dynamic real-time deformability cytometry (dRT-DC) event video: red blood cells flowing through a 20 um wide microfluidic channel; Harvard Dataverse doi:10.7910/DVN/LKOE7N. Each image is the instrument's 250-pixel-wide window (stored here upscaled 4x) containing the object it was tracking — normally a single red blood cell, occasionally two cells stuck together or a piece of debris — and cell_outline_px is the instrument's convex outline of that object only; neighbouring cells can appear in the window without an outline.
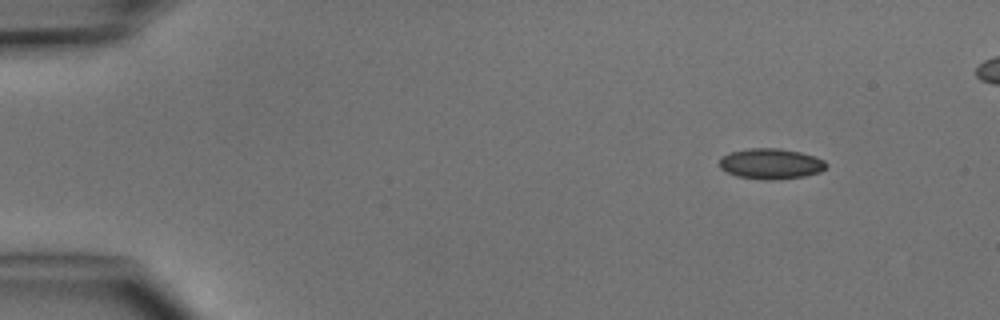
{"species": "common noctule bat (a hibernating species)", "species_latin": "Nyctalus noctula", "temperature_condition": "cold", "stored_images_in_passage": 7, "camera_frame_rate_fps": 3000, "um_per_image_px": 0.085, "animal": {"sex": "male", "body_mass_g": 15.6}, "frame": {"image": 1, "passage_image": 1, "time_ms": 0.0, "image_size_px": [1000, 320], "cell_outline_px": [[828, 164], [820, 172], [804, 176], [772, 180], [768, 180], [736, 176], [720, 168], [720, 156], [732, 152], [748, 148], [780, 148], [800, 152], [824, 160]], "centroid_in_image_um": [65.51, 13.91], "position_along_channel_um": 19.5, "area_um2": 18.9}}
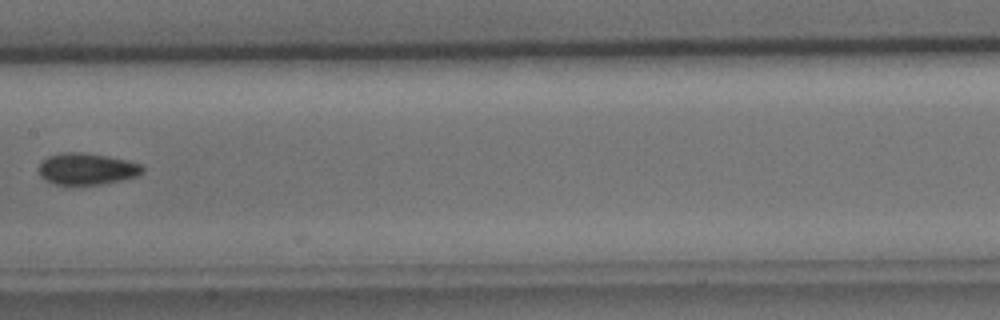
{"frame": {"image": 2, "passage_image": 6, "time_ms": 6.667, "image_size_px": [1000, 320], "cell_outline_px": [[144, 172], [136, 176], [120, 180], [100, 184], [56, 184], [40, 176], [40, 164], [48, 156], [60, 152], [80, 152], [104, 156], [124, 160], [140, 164], [144, 168]], "centroid_in_image_um": [7.38, 14.35], "position_along_channel_um": 200.0, "area_um2": 18.61}}
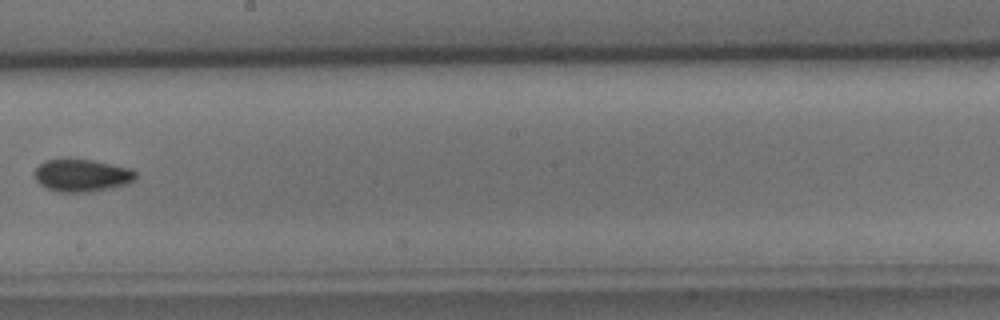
{"frame": {"image": 3, "passage_image": 7, "time_ms": 7.667, "image_size_px": [1000, 320], "cell_outline_px": [[136, 180], [128, 184], [112, 188], [92, 192], [56, 192], [40, 184], [36, 180], [32, 172], [44, 160], [92, 160], [128, 168], [136, 172]], "centroid_in_image_um": [6.96, 14.93], "position_along_channel_um": 241.2, "area_um2": 19.13}}